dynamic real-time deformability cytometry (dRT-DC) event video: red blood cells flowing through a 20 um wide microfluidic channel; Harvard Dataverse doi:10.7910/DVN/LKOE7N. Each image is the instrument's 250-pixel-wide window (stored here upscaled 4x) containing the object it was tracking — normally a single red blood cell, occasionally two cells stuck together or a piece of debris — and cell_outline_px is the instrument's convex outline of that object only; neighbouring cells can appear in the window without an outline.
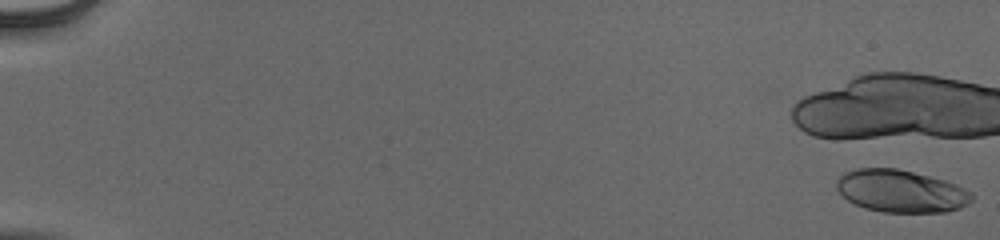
{"species": "human", "species_latin": "Homo sapiens", "temperature_condition": "cold", "stored_images_in_passage": 10, "camera_frame_rate_fps": 3000, "um_per_image_px": 0.085, "donor": {"sex": "male"}, "frame": {"image": 1, "passage_image": 1, "time_ms": 0.0, "image_size_px": [1000, 240], "cell_outline_px": [[972, 200], [968, 204], [960, 208], [948, 212], [884, 212], [864, 208], [848, 200], [836, 188], [836, 180], [844, 172], [856, 168], [896, 168], [944, 180], [956, 184], [972, 192]], "centroid_in_image_um": [76.58, 16.25], "position_along_channel_um": 8.4, "area_um2": 33.41}}